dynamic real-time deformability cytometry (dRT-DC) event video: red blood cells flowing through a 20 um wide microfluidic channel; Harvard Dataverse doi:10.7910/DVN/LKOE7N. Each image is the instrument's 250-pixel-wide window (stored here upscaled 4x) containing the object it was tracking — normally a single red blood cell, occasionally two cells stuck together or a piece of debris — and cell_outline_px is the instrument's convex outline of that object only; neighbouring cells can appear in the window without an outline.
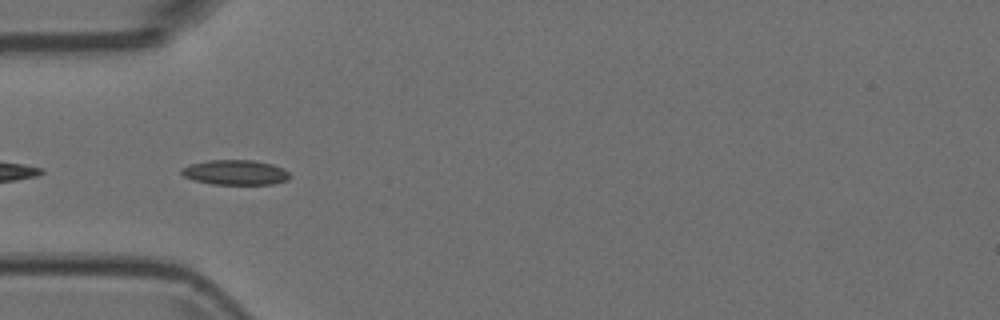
{"species": "Egyptian fruit bat (a non-hibernating species)", "species_latin": "Rousettus aegyptiacus", "temperature_condition": "room temperature", "stored_images_in_passage": 25, "camera_frame_rate_fps": 3000, "um_per_image_px": 0.085, "animal": {"sex": "female"}, "frame": {"image": 1, "passage_image": 2, "time_ms": 0.333, "image_size_px": [1000, 320], "cell_outline_px": [[292, 176], [288, 180], [272, 184], [212, 184], [192, 180], [184, 176], [180, 172], [180, 168], [192, 164], [208, 160], [252, 160], [272, 164], [284, 168]], "centroid_in_image_um": [20.01, 14.66], "position_along_channel_um": 65.0, "area_um2": 15.84}}
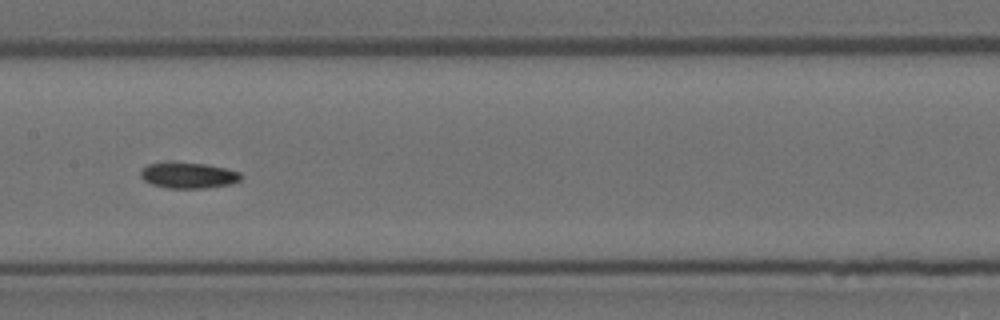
{"frame": {"image": 2, "passage_image": 12, "time_ms": 3.667, "image_size_px": [1000, 320], "cell_outline_px": [[240, 180], [232, 184], [204, 188], [168, 188], [152, 184], [144, 180], [140, 176], [140, 172], [148, 164], [204, 164], [224, 168], [240, 172]], "centroid_in_image_um": [16.03, 14.94], "position_along_channel_um": 191.4, "area_um2": 14.51}}
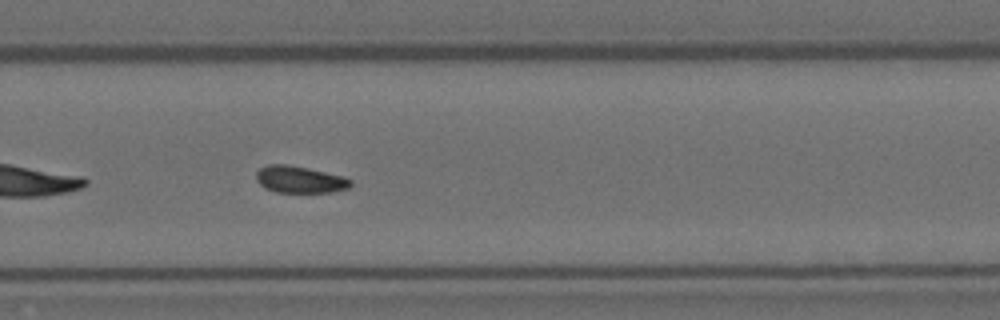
{"frame": {"image": 3, "passage_image": 21, "time_ms": 6.667, "image_size_px": [1000, 320], "cell_outline_px": [[352, 184], [348, 188], [332, 192], [276, 192], [264, 188], [256, 180], [256, 172], [260, 168], [268, 164], [288, 164], [308, 168], [344, 176], [352, 180]], "centroid_in_image_um": [25.47, 15.25], "position_along_channel_um": 304.3, "area_um2": 14.91}}